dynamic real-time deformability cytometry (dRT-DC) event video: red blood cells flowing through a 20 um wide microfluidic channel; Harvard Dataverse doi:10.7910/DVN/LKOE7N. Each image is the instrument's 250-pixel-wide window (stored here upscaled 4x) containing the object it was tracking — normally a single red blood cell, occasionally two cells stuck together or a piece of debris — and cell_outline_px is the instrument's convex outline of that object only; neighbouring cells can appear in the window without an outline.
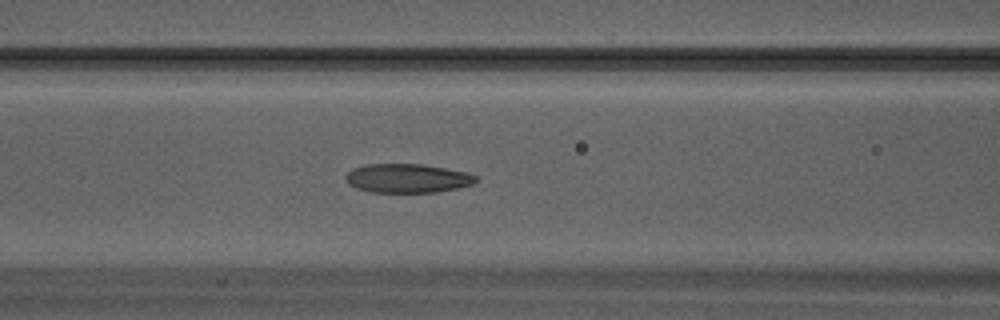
{"species": "Egyptian fruit bat (a non-hibernating species)", "species_latin": "Rousettus aegyptiacus", "temperature_condition": "warm", "stored_images_in_passage": 28, "camera_frame_rate_fps": 3000, "um_per_image_px": 0.085, "animal": {"sex": "male"}, "frame": {"image": 1, "passage_image": 9, "time_ms": 2.667, "image_size_px": [1000, 320], "cell_outline_px": [[476, 180], [472, 184], [456, 188], [436, 192], [372, 192], [356, 188], [348, 184], [344, 180], [344, 176], [352, 168], [364, 164], [420, 164], [468, 172], [476, 176]], "centroid_in_image_um": [34.56, 15.15], "position_along_channel_um": 132.0, "area_um2": 21.96}}
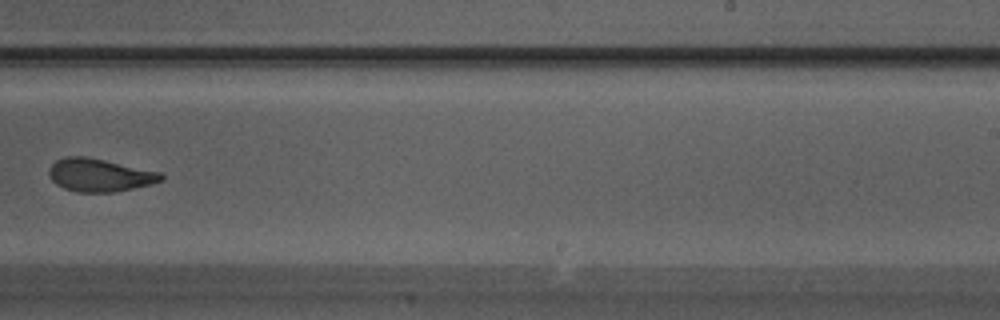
{"frame": {"image": 2, "passage_image": 16, "time_ms": 5.0, "image_size_px": [1000, 320], "cell_outline_px": [[164, 180], [152, 184], [112, 192], [76, 192], [64, 188], [56, 184], [48, 176], [48, 168], [56, 160], [64, 156], [84, 156], [104, 160], [160, 172], [164, 176]], "centroid_in_image_um": [8.43, 14.88], "position_along_channel_um": 280.6, "area_um2": 21.5}}
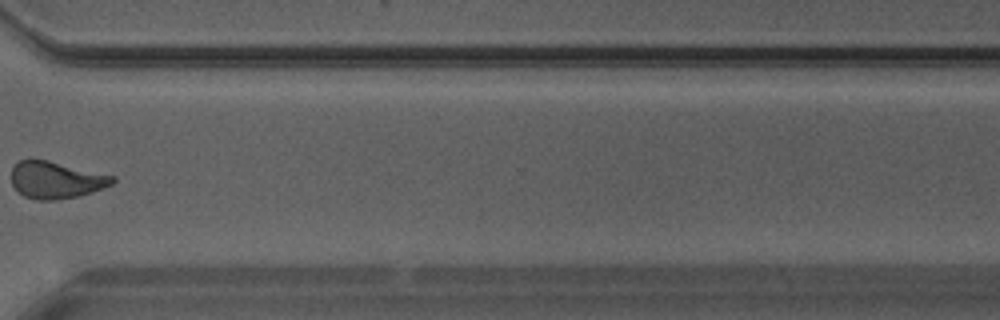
{"frame": {"image": 3, "passage_image": 20, "time_ms": 6.333, "image_size_px": [1000, 320], "cell_outline_px": [[116, 180], [112, 184], [104, 188], [80, 196], [52, 200], [36, 200], [24, 196], [12, 184], [12, 168], [20, 160], [48, 160], [116, 176]], "centroid_in_image_um": [4.8, 15.3], "position_along_channel_um": 365.8, "area_um2": 21.73}}